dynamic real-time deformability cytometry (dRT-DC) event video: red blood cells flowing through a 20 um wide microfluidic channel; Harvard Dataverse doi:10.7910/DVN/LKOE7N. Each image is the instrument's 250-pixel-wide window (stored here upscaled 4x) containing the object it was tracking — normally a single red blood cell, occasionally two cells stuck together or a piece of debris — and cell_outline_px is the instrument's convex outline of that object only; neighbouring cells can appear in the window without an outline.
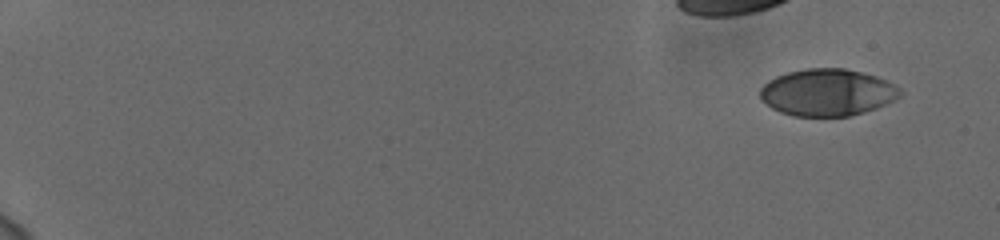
{"species": "human", "species_latin": "Homo sapiens", "temperature_condition": "cold", "stored_images_in_passage": 54, "camera_frame_rate_fps": 3000, "um_per_image_px": 0.085, "donor": {"sex": "female"}, "frame": {"image": 1, "passage_image": 1, "time_ms": 0.0, "image_size_px": [1000, 240], "cell_outline_px": [[904, 92], [900, 96], [876, 108], [864, 112], [848, 116], [792, 116], [780, 112], [772, 108], [760, 100], [760, 88], [768, 80], [776, 76], [788, 72], [804, 68], [844, 68], [876, 76], [900, 88]], "centroid_in_image_um": [70.29, 7.85], "position_along_channel_um": 14.7, "area_um2": 38.32}}
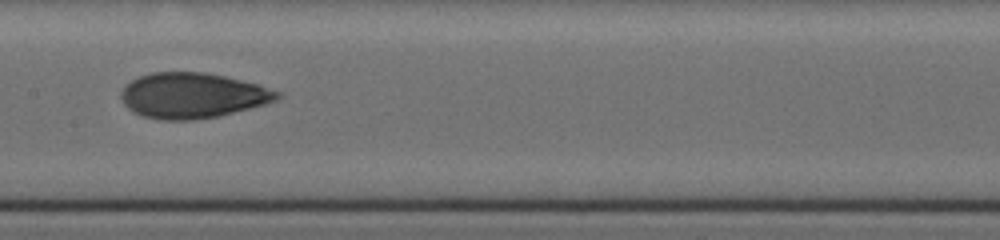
{"frame": {"image": 2, "passage_image": 30, "time_ms": 9.667, "image_size_px": [1000, 240], "cell_outline_px": [[280, 96], [276, 100], [264, 104], [216, 116], [192, 120], [164, 120], [144, 116], [128, 108], [124, 104], [120, 96], [120, 92], [124, 84], [140, 76], [152, 72], [204, 72], [224, 76], [256, 84], [280, 92]], "centroid_in_image_um": [16.31, 8.1], "position_along_channel_um": 191.1, "area_um2": 40.81}}
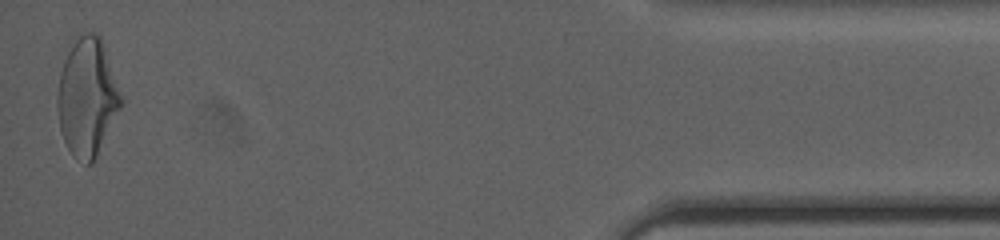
{"frame": {"image": 3, "passage_image": 54, "time_ms": 17.667, "image_size_px": [1000, 240], "cell_outline_px": [[124, 100], [92, 164], [84, 164], [72, 156], [60, 132], [56, 108], [56, 96], [60, 72], [72, 36], [84, 32], [92, 32], [100, 36]], "centroid_in_image_um": [7.37, 8.23], "position_along_channel_um": 427.8, "area_um2": 44.16}, "authors_computed_cell_mechanics": {"area_um2": 39.882, "velocity_mm_per_s": 3.7495, "shape_relaxation_time_tau1_ms": 7.4509, "shape_relaxation_time_tau2_ms": 1.5224, "deformation_change_tau1": 0.2358, "deformation_change_tau2": 0.0709}}